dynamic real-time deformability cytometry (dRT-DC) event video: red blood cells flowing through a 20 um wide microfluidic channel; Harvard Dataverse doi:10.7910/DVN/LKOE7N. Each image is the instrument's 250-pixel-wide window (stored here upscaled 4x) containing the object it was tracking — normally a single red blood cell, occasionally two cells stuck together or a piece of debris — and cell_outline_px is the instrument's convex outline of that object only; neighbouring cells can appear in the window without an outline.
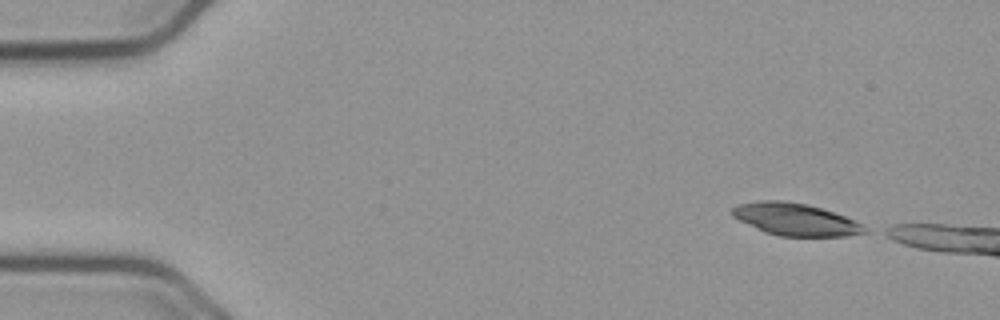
{"species": "common noctule bat (a hibernating species)", "species_latin": "Nyctalus noctula", "temperature_condition": "cold", "stored_images_in_passage": 34, "camera_frame_rate_fps": 3000, "um_per_image_px": 0.085, "animal": {"sex": "male", "body_mass_g": 23.1, "forearm_length_mm": 52.7}, "frame": {"image": 1, "passage_image": 1, "time_ms": 0.0, "image_size_px": [1000, 320], "cell_outline_px": [[872, 232], [848, 236], [780, 236], [764, 232], [732, 216], [732, 208], [740, 204], [756, 200], [784, 200], [808, 204], [844, 216], [868, 228]], "centroid_in_image_um": [67.63, 18.65], "position_along_channel_um": 17.4, "area_um2": 24.85}}
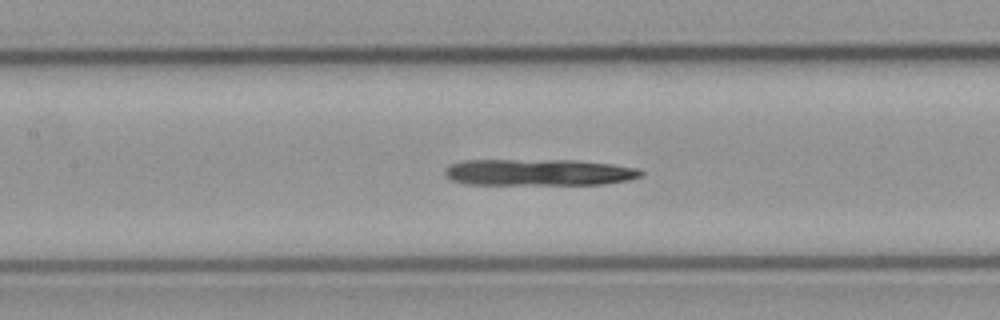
{"frame": {"image": 2, "passage_image": 21, "time_ms": 6.667, "image_size_px": [1000, 320], "cell_outline_px": [[644, 172], [640, 176], [628, 180], [604, 184], [464, 184], [452, 180], [444, 176], [444, 168], [448, 164], [464, 160], [576, 160], [612, 164], [640, 168]], "centroid_in_image_um": [45.76, 14.64], "position_along_channel_um": 161.6, "area_um2": 30.58}}
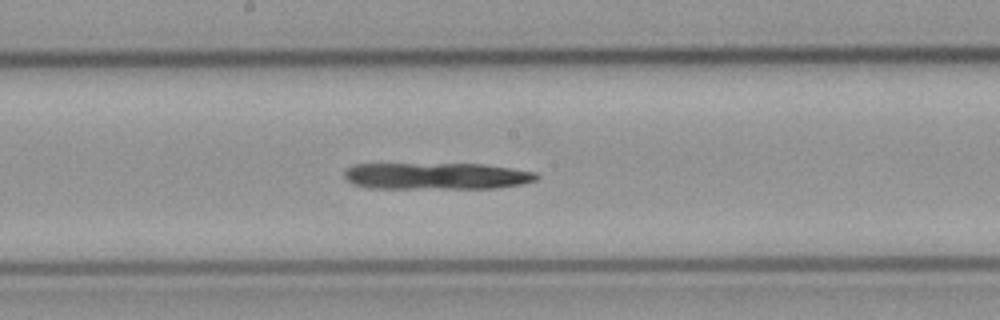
{"frame": {"image": 3, "passage_image": 25, "time_ms": 8.0, "image_size_px": [1000, 320], "cell_outline_px": [[540, 176], [536, 180], [520, 184], [496, 188], [368, 188], [352, 184], [344, 176], [344, 168], [352, 164], [484, 164], [512, 168], [536, 172]], "centroid_in_image_um": [37.07, 14.96], "position_along_channel_um": 211.1, "area_um2": 30.11}}